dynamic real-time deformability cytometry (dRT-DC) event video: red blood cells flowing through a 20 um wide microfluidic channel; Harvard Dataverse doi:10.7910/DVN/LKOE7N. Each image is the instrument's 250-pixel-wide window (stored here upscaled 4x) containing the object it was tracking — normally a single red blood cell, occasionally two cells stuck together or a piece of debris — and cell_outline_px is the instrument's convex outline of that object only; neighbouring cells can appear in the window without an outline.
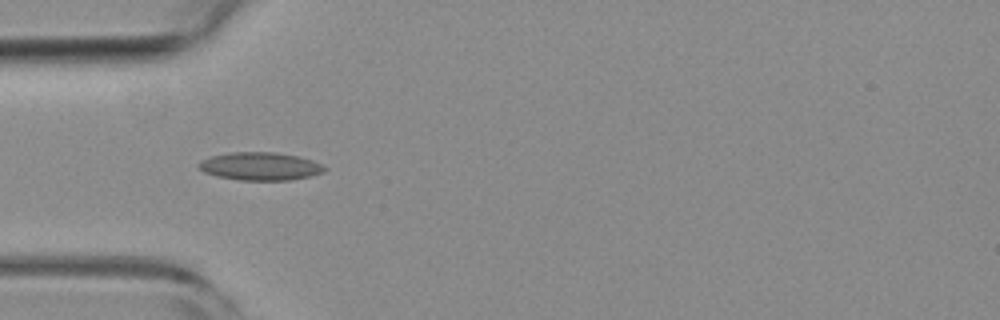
{"species": "common noctule bat (a hibernating species)", "species_latin": "Nyctalus noctula", "temperature_condition": "room temperature", "stored_images_in_passage": 38, "camera_frame_rate_fps": 3000, "um_per_image_px": 0.085, "animal": {"sex": "female", "body_mass_g": 19.3, "forearm_length_mm": 54.1}, "frame": {"image": 1, "passage_image": 1, "time_ms": 0.0, "image_size_px": [1000, 320], "cell_outline_px": [[328, 168], [324, 172], [292, 180], [240, 180], [216, 176], [204, 172], [196, 164], [200, 160], [212, 156], [232, 152], [272, 152], [296, 156], [312, 160]], "centroid_in_image_um": [22.09, 14.14], "position_along_channel_um": 62.9, "area_um2": 20.4}}
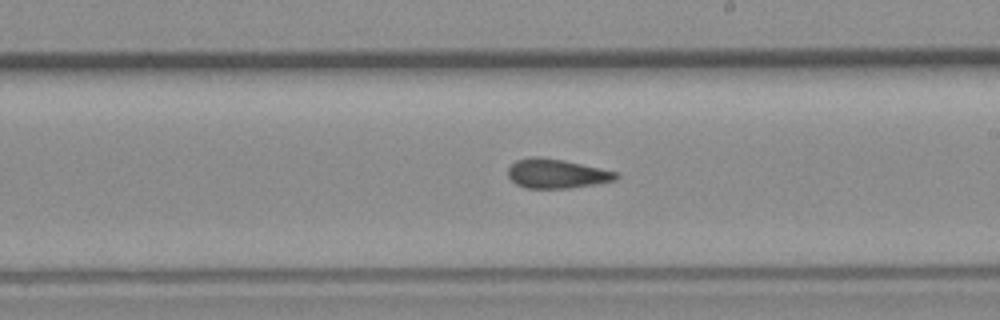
{"frame": {"image": 2, "passage_image": 15, "time_ms": 4.667, "image_size_px": [1000, 320], "cell_outline_px": [[620, 176], [616, 180], [596, 184], [568, 188], [524, 188], [516, 184], [508, 176], [508, 168], [516, 160], [532, 156], [536, 156], [564, 160], [616, 172]], "centroid_in_image_um": [47.29, 14.76], "position_along_channel_um": 241.7, "area_um2": 18.38}}
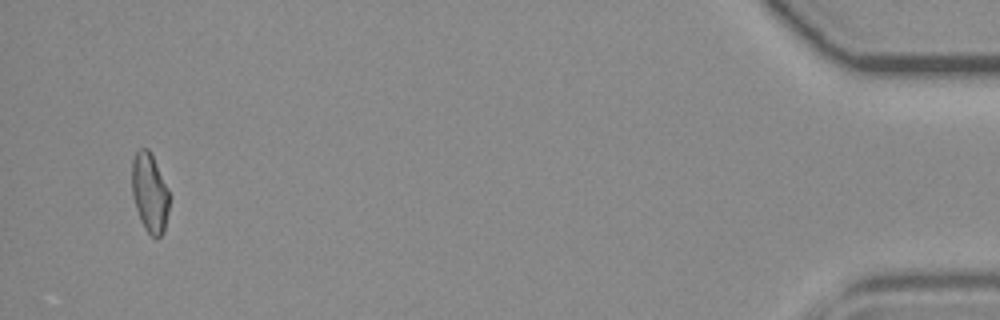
{"frame": {"image": 3, "passage_image": 36, "time_ms": 11.667, "image_size_px": [1000, 320], "cell_outline_px": [[168, 212], [164, 232], [156, 240], [144, 228], [140, 220], [132, 196], [132, 160], [136, 152], [140, 148], [148, 148], [168, 188]], "centroid_in_image_um": [12.71, 16.41], "position_along_channel_um": 422.5, "area_um2": 17.17}, "authors_computed_cell_mechanics": {"area_um2": 18.207, "velocity_mm_per_s": 3.848, "shape_relaxation_time_tau1_ms": null, "shape_relaxation_time_tau2_ms": 3.3483, "deformation_change_tau1": null, "deformation_change_tau2": 0.1099}}